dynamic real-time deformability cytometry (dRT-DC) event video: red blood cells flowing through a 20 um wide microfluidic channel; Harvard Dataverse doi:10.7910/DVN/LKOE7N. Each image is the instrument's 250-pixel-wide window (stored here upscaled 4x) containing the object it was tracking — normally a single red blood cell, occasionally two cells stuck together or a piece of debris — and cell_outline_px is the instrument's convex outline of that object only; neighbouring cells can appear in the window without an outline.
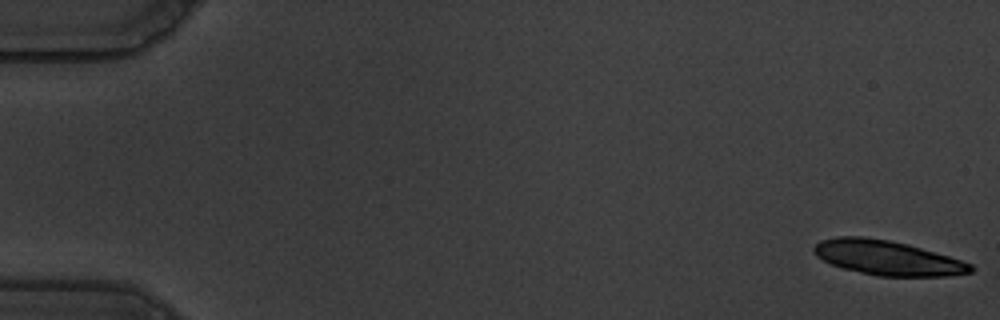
{"species": "common noctule bat (a hibernating species)", "species_latin": "Nyctalus noctula", "temperature_condition": "warm", "stored_images_in_passage": 59, "camera_frame_rate_fps": 3000, "um_per_image_px": 0.085, "animal": {"sex": "male", "body_mass_g": 19.5, "forearm_length_mm": 54.6}, "frame": {"image": 1, "passage_image": 1, "time_ms": 0.0, "image_size_px": [1000, 320], "cell_outline_px": [[976, 268], [972, 272], [948, 276], [880, 276], [840, 268], [816, 256], [812, 252], [812, 248], [820, 240], [840, 236], [864, 236], [888, 240], [908, 244], [948, 256], [972, 264]], "centroid_in_image_um": [75.41, 21.91], "position_along_channel_um": 9.6, "area_um2": 31.62}}
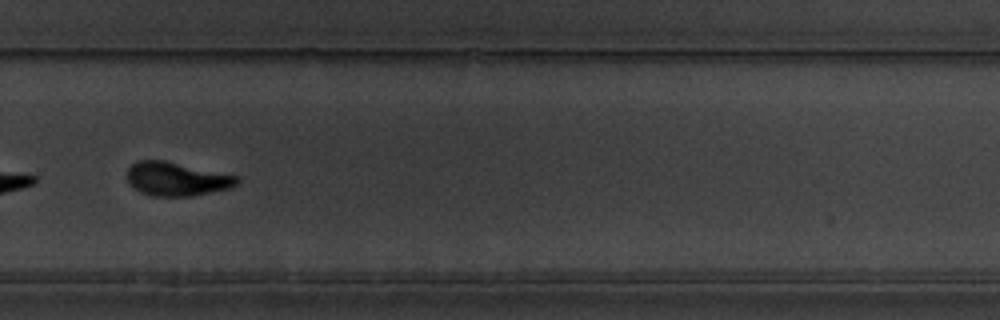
{"frame": {"image": 2, "passage_image": 41, "time_ms": 13.333, "image_size_px": [1000, 320], "cell_outline_px": [[240, 180], [236, 184], [228, 188], [192, 196], [152, 196], [140, 192], [132, 188], [128, 180], [128, 168], [136, 160], [164, 160], [236, 176]], "centroid_in_image_um": [14.95, 15.21], "position_along_channel_um": 314.8, "area_um2": 21.33}}
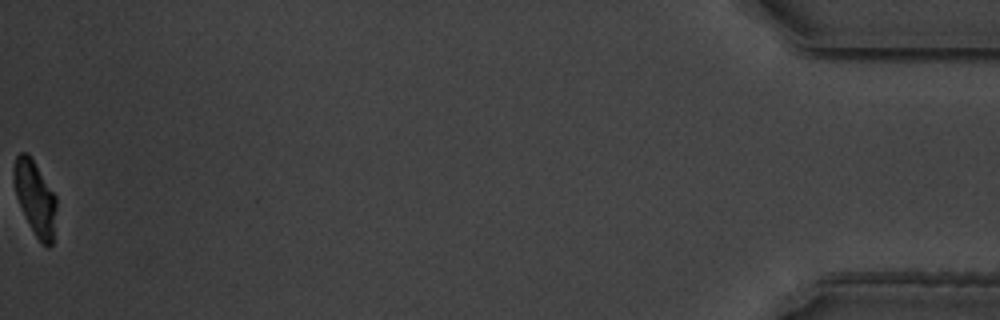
{"frame": {"image": 3, "passage_image": 59, "time_ms": 19.333, "image_size_px": [1000, 320], "cell_outline_px": [[56, 208], [52, 244], [48, 248], [36, 236], [16, 196], [12, 176], [12, 168], [16, 156], [20, 152], [24, 152], [32, 160], [56, 196]], "centroid_in_image_um": [2.97, 16.8], "position_along_channel_um": 432.2, "area_um2": 17.8}, "authors_computed_cell_mechanics": {"area_um2": 22.3108, "velocity_mm_per_s": 3.4988, "shape_relaxation_time_tau1_ms": 3.0652, "shape_relaxation_time_tau2_ms": 1.9015, "deformation_change_tau1": 0.1776, "deformation_change_tau2": 0.0929}}